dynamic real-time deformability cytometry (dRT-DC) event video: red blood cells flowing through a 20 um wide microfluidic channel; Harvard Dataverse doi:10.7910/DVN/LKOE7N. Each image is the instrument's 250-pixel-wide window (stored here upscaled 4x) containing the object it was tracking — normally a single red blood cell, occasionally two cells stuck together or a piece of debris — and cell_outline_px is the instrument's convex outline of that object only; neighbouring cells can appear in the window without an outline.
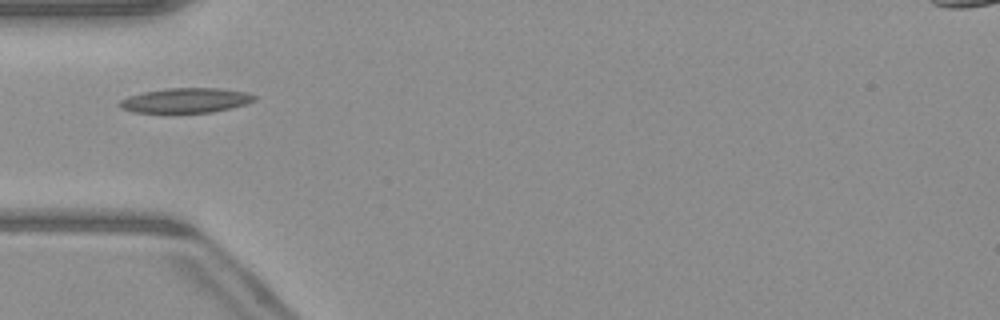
{"species": "common noctule bat (a hibernating species)", "species_latin": "Nyctalus noctula", "temperature_condition": "warm", "stored_images_in_passage": 15, "camera_frame_rate_fps": 3000, "um_per_image_px": 0.085, "animal": {"sex": "male", "body_mass_g": 23.1, "forearm_length_mm": 52.7}, "frame": {"image": 1, "passage_image": 1, "time_ms": 0.0, "image_size_px": [1000, 320], "cell_outline_px": [[256, 100], [244, 104], [212, 112], [132, 112], [120, 108], [116, 104], [120, 100], [128, 96], [144, 92], [168, 88], [220, 88], [244, 92], [256, 96]], "centroid_in_image_um": [15.73, 8.53], "position_along_channel_um": 69.3, "area_um2": 19.25}}
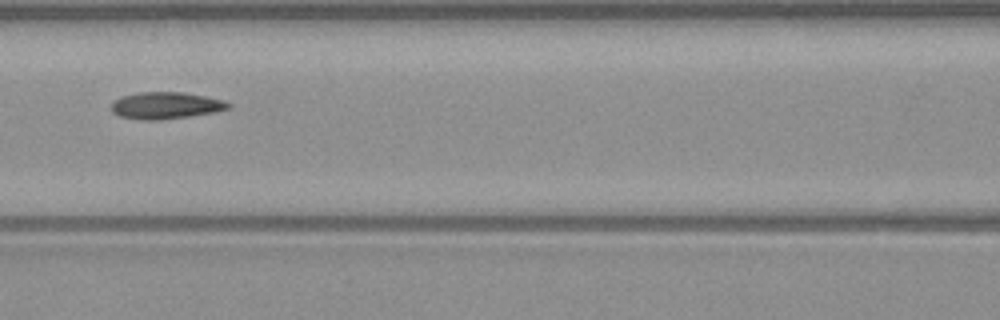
{"frame": {"image": 2, "passage_image": 7, "time_ms": 2.0, "image_size_px": [1000, 320], "cell_outline_px": [[232, 108], [216, 112], [160, 120], [140, 120], [120, 116], [112, 112], [112, 104], [116, 100], [124, 96], [140, 92], [184, 92], [224, 100], [232, 104]], "centroid_in_image_um": [14.15, 8.97], "position_along_channel_um": 152.5, "area_um2": 18.26}}